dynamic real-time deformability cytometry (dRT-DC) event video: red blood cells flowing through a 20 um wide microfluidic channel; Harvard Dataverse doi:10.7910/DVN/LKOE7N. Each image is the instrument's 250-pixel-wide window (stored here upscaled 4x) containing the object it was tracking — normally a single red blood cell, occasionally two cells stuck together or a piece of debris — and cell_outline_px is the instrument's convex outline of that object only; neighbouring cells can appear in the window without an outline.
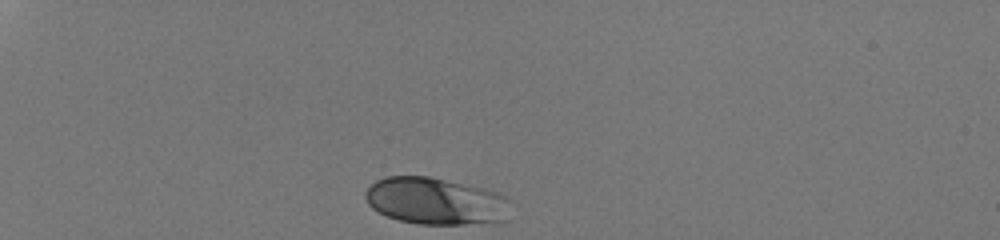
{"species": "human", "species_latin": "Homo sapiens", "temperature_condition": "room temperature", "stored_images_in_passage": 31, "camera_frame_rate_fps": 3000, "um_per_image_px": 0.085, "donor": {"sex": "male"}, "frame": {"image": 1, "passage_image": 1, "time_ms": 0.0, "image_size_px": [1000, 240], "cell_outline_px": [[512, 200], [508, 220], [504, 224], [420, 224], [400, 220], [388, 216], [372, 208], [368, 204], [364, 196], [364, 192], [376, 180], [384, 176], [428, 176], [484, 188], [508, 196]], "centroid_in_image_um": [37.14, 17.11], "position_along_channel_um": 47.9, "area_um2": 40.63}}
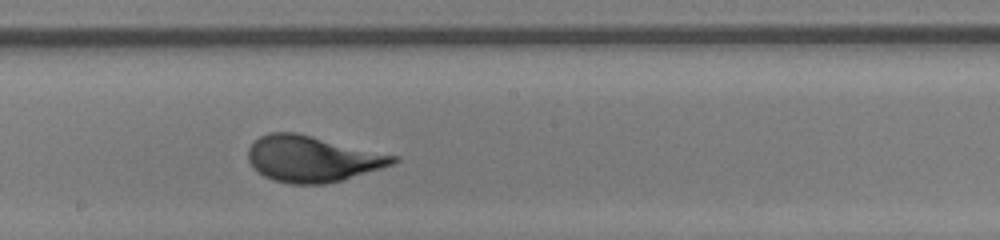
{"frame": {"image": 2, "passage_image": 18, "time_ms": 5.667, "image_size_px": [1000, 240], "cell_outline_px": [[400, 160], [392, 164], [344, 180], [324, 184], [288, 184], [272, 180], [264, 176], [252, 168], [248, 160], [248, 148], [260, 136], [268, 132], [296, 132], [400, 156]], "centroid_in_image_um": [26.54, 13.5], "position_along_channel_um": 221.7, "area_um2": 39.19}}
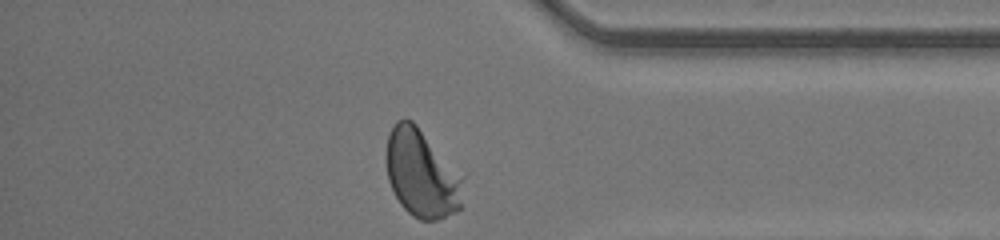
{"frame": {"image": 3, "passage_image": 31, "time_ms": 10.0, "image_size_px": [1000, 240], "cell_outline_px": [[464, 176], [460, 208], [456, 212], [436, 220], [420, 220], [412, 216], [400, 204], [388, 180], [384, 156], [388, 136], [396, 120], [412, 120], [416, 124]], "centroid_in_image_um": [35.83, 14.76], "position_along_channel_um": 399.4, "area_um2": 39.54}, "authors_computed_cell_mechanics": {"area_um2": 38.0902, "velocity_mm_per_s": 4.2433, "shape_relaxation_time_tau1_ms": 3.0157, "shape_relaxation_time_tau2_ms": null, "deformation_change_tau1": 0.1542, "deformation_change_tau2": null}}